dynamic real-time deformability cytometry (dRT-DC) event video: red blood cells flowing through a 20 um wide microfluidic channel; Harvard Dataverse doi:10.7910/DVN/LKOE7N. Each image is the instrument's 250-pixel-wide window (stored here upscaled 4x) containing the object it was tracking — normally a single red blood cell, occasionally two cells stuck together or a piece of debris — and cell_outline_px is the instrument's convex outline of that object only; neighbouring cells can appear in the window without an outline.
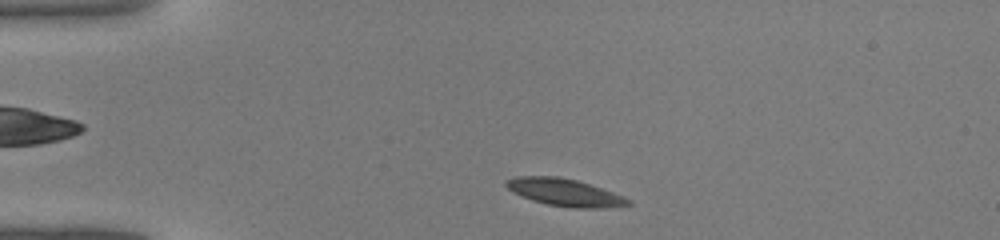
{"species": "common noctule bat (a hibernating species)", "species_latin": "Nyctalus noctula", "temperature_condition": "warm", "stored_images_in_passage": 35, "camera_frame_rate_fps": 3000, "um_per_image_px": 0.085, "animal": {"sex": "male", "body_mass_g": 19.0, "forearm_length_mm": 50.8}, "frame": {"image": 1, "passage_image": 2, "time_ms": 0.333, "image_size_px": [1000, 240], "cell_outline_px": [[632, 204], [596, 208], [580, 208], [548, 204], [524, 196], [508, 188], [504, 184], [508, 180], [516, 176], [560, 176], [576, 180], [612, 192], [632, 200]], "centroid_in_image_um": [48.02, 16.33], "position_along_channel_um": 37.0, "area_um2": 18.73}}
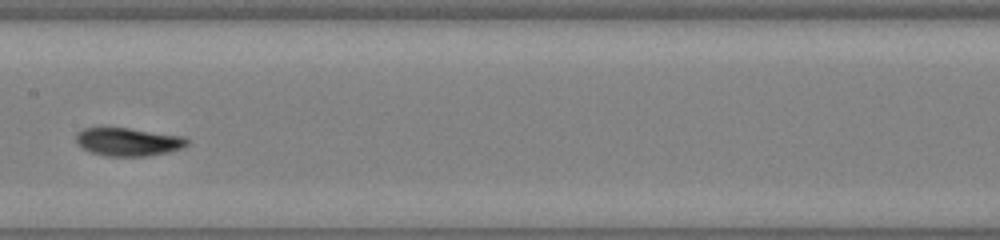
{"frame": {"image": 2, "passage_image": 15, "time_ms": 4.667, "image_size_px": [1000, 240], "cell_outline_px": [[188, 144], [180, 148], [168, 152], [144, 156], [108, 156], [92, 152], [84, 148], [76, 140], [76, 132], [84, 128], [100, 124], [184, 136], [188, 140]], "centroid_in_image_um": [10.84, 12.0], "position_along_channel_um": 196.6, "area_um2": 18.55}}
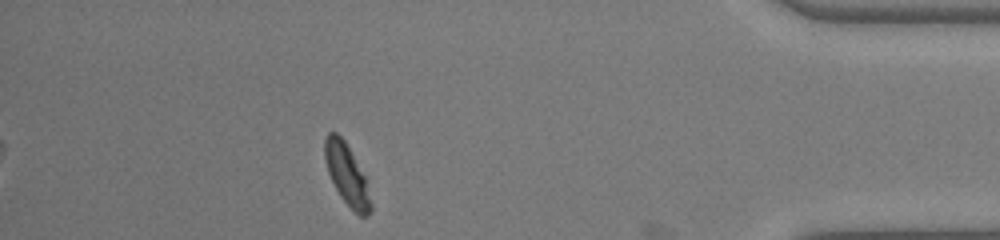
{"frame": {"image": 3, "passage_image": 31, "time_ms": 10.0, "image_size_px": [1000, 240], "cell_outline_px": [[372, 208], [368, 216], [360, 216], [340, 196], [328, 172], [324, 156], [324, 140], [328, 132], [336, 132], [344, 140], [364, 176], [372, 204]], "centroid_in_image_um": [29.46, 14.83], "position_along_channel_um": 405.7, "area_um2": 15.84}}